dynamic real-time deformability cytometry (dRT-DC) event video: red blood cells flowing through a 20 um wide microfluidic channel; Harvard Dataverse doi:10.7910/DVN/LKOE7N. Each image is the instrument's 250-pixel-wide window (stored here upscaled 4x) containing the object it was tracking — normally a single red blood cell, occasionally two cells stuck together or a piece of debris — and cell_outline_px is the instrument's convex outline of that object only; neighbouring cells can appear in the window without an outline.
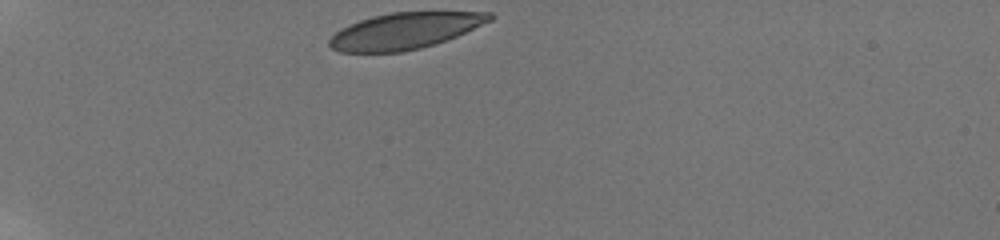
{"species": "human", "species_latin": "Homo sapiens", "temperature_condition": "room temperature", "stored_images_in_passage": 36, "camera_frame_rate_fps": 3000, "um_per_image_px": 0.085, "donor": {"sex": "male"}, "frame": {"image": 1, "passage_image": 1, "time_ms": 0.0, "image_size_px": [1000, 240], "cell_outline_px": [[492, 20], [456, 36], [420, 48], [400, 52], [340, 52], [332, 48], [328, 44], [328, 40], [336, 32], [360, 20], [392, 12], [492, 12]], "centroid_in_image_um": [34.41, 2.62], "position_along_channel_um": 50.6, "area_um2": 33.23}}
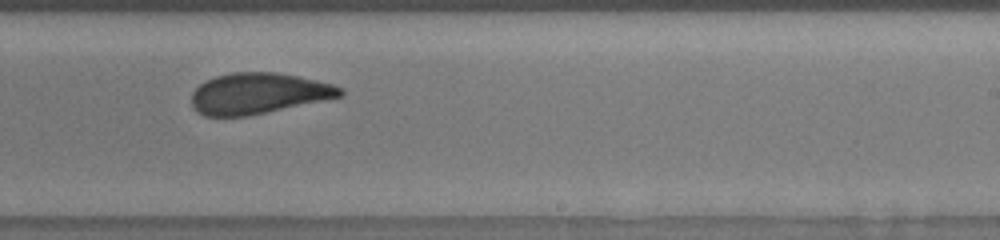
{"frame": {"image": 2, "passage_image": 22, "time_ms": 7.0, "image_size_px": [1000, 240], "cell_outline_px": [[344, 96], [248, 116], [204, 116], [196, 112], [192, 108], [192, 92], [204, 80], [216, 76], [232, 72], [276, 72], [316, 80], [332, 84], [344, 88]], "centroid_in_image_um": [21.95, 7.94], "position_along_channel_um": 267.1, "area_um2": 35.6}}
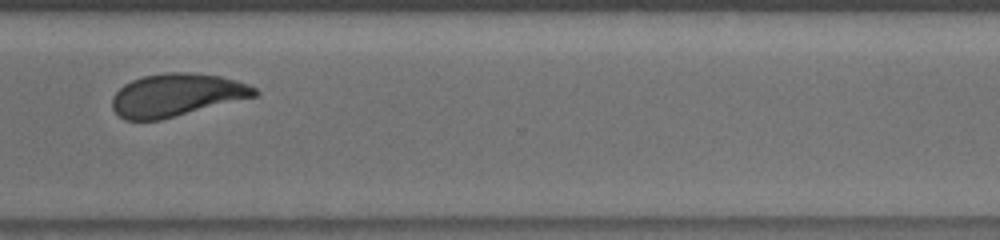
{"frame": {"image": 3, "passage_image": 29, "time_ms": 9.333, "image_size_px": [1000, 240], "cell_outline_px": [[260, 92], [256, 96], [160, 120], [124, 120], [112, 108], [112, 96], [124, 84], [132, 80], [144, 76], [164, 72], [188, 72], [220, 76], [236, 80], [248, 84], [256, 88]], "centroid_in_image_um": [15.0, 8.07], "position_along_channel_um": 355.6, "area_um2": 35.43}, "authors_computed_cell_mechanics": {"area_um2": 36.2984, "velocity_mm_per_s": 3.7756, "shape_relaxation_time_tau1_ms": 4.6758, "shape_relaxation_time_tau2_ms": 1.3887, "deformation_change_tau1": 0.138, "deformation_change_tau2": 0.056}}